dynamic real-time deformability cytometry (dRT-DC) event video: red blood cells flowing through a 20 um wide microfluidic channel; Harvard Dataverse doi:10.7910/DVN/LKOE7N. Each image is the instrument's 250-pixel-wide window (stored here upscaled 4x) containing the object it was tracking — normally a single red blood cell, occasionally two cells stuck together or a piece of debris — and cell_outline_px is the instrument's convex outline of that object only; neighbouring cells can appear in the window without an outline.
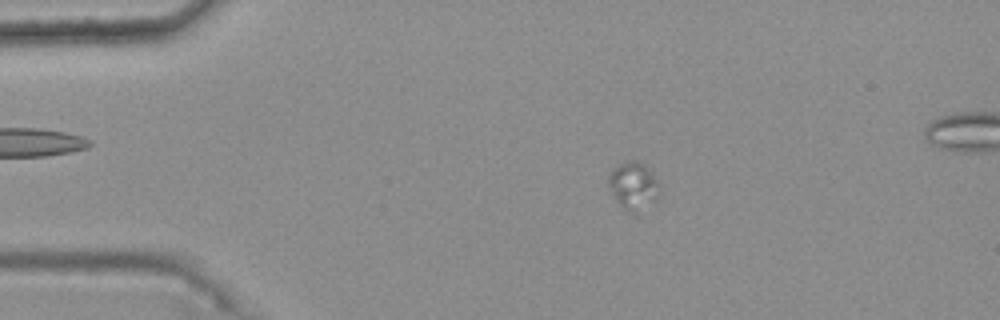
{"species": "common noctule bat (a hibernating species)", "species_latin": "Nyctalus noctula", "temperature_condition": "warm", "stored_images_in_passage": 37, "camera_frame_rate_fps": 3000, "um_per_image_px": 0.085, "animal": {"sex": "female", "body_mass_g": 25.1}, "frame": {"image": 1, "passage_image": 6, "time_ms": 1.667, "image_size_px": [1000, 320], "cell_outline_px": [[660, 192], [656, 196], [636, 212], [628, 212], [616, 200], [608, 184], [608, 176], [612, 168], [628, 160], [636, 160], [644, 164], [652, 172], [660, 184]], "centroid_in_image_um": [53.82, 15.72], "position_along_channel_um": 31.2, "area_um2": 13.76}}
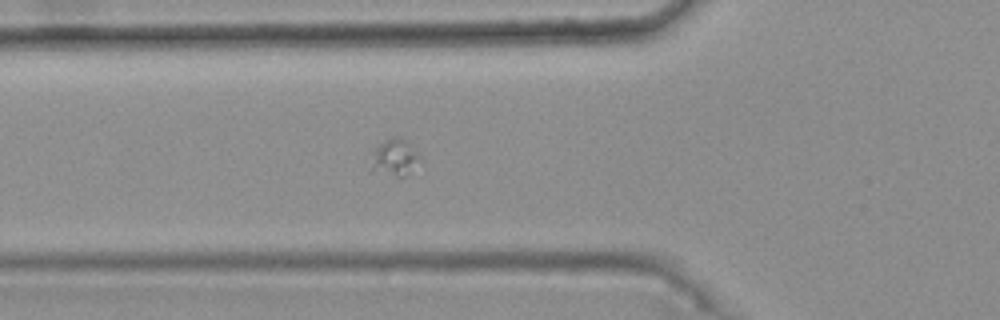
{"frame": {"image": 2, "passage_image": 15, "time_ms": 4.667, "image_size_px": [1000, 320], "cell_outline_px": [[416, 156], [408, 172], [404, 176], [396, 176], [368, 172], [368, 168], [372, 152], [384, 140], [392, 136], [400, 136], [408, 144]], "centroid_in_image_um": [33.32, 13.4], "position_along_channel_um": 92.5, "area_um2": 10.0}}